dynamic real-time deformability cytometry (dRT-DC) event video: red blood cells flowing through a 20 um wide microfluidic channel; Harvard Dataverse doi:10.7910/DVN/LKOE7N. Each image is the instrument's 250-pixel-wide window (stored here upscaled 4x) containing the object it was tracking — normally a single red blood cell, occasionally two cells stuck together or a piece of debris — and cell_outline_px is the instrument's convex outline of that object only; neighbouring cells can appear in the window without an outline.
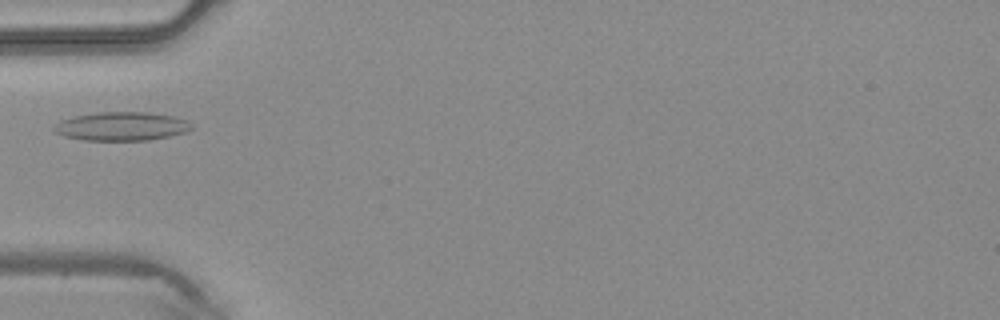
{"species": "common noctule bat (a hibernating species)", "species_latin": "Nyctalus noctula", "temperature_condition": "warm", "stored_images_in_passage": 3, "camera_frame_rate_fps": 3000, "um_per_image_px": 0.085, "animal": {"sex": "male", "body_mass_g": 20.4}, "frame": {"image": 1, "passage_image": 3, "time_ms": 0.667, "image_size_px": [1000, 320], "cell_outline_px": [[192, 128], [184, 132], [168, 136], [148, 140], [84, 140], [64, 136], [56, 132], [52, 128], [60, 120], [76, 116], [100, 112], [148, 112], [172, 116], [188, 120], [192, 124]], "centroid_in_image_um": [10.34, 10.73], "position_along_channel_um": 74.7, "area_um2": 22.77}}